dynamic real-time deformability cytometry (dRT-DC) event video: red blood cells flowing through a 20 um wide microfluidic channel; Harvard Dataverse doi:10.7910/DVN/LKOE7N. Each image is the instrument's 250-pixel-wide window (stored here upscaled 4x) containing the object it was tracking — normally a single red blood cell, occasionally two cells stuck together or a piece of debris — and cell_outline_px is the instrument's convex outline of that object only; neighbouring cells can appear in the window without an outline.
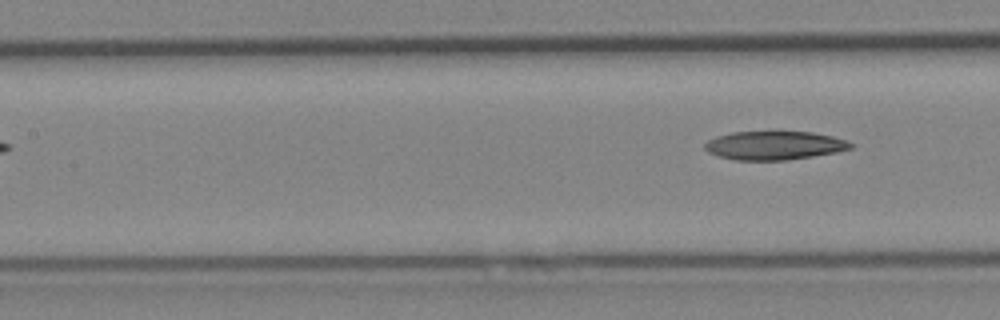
{"species": "Egyptian fruit bat (a non-hibernating species)", "species_latin": "Rousettus aegyptiacus", "temperature_condition": "cold", "stored_images_in_passage": 7, "segment_of_instrument_passage": [2, 2], "camera_frame_rate_fps": 3000, "um_per_image_px": 0.085, "animal": {"sex": "female"}, "frame": {"image": 1, "passage_image": 7, "time_ms": 8.0, "image_size_px": [1000, 320], "cell_outline_px": [[856, 144], [852, 148], [836, 152], [788, 160], [736, 160], [720, 156], [708, 152], [704, 148], [704, 144], [708, 140], [716, 136], [732, 132], [772, 128], [812, 132], [832, 136]], "centroid_in_image_um": [65.81, 12.3], "position_along_channel_um": 141.6, "area_um2": 25.37}}